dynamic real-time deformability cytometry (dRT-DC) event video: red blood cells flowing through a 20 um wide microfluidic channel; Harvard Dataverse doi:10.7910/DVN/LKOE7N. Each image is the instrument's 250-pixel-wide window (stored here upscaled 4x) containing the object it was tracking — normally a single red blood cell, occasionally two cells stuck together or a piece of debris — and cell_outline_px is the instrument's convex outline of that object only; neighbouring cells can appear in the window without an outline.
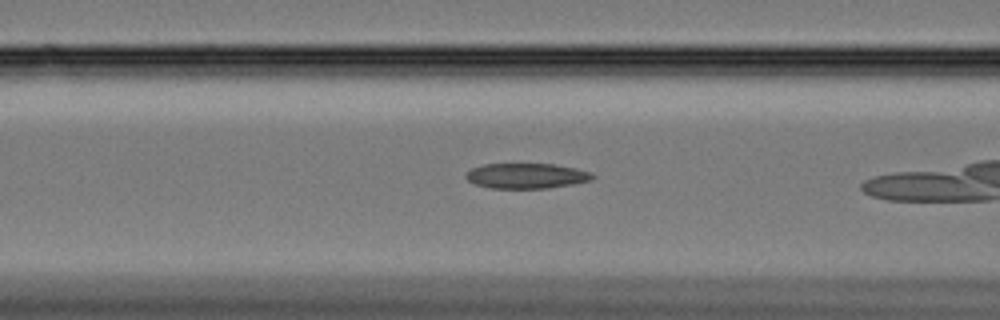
{"species": "Egyptian fruit bat (a non-hibernating species)", "species_latin": "Rousettus aegyptiacus", "temperature_condition": "cold", "stored_images_in_passage": 7, "camera_frame_rate_fps": 3000, "um_per_image_px": 0.085, "animal": {"sex": "female"}, "frame": {"image": 1, "passage_image": 6, "time_ms": 1.667, "image_size_px": [1000, 320], "cell_outline_px": [[596, 176], [592, 180], [572, 184], [548, 188], [492, 188], [476, 184], [468, 180], [464, 176], [472, 168], [484, 164], [552, 164], [576, 168], [588, 172]], "centroid_in_image_um": [44.75, 14.95], "position_along_channel_um": 121.8, "area_um2": 18.44}}